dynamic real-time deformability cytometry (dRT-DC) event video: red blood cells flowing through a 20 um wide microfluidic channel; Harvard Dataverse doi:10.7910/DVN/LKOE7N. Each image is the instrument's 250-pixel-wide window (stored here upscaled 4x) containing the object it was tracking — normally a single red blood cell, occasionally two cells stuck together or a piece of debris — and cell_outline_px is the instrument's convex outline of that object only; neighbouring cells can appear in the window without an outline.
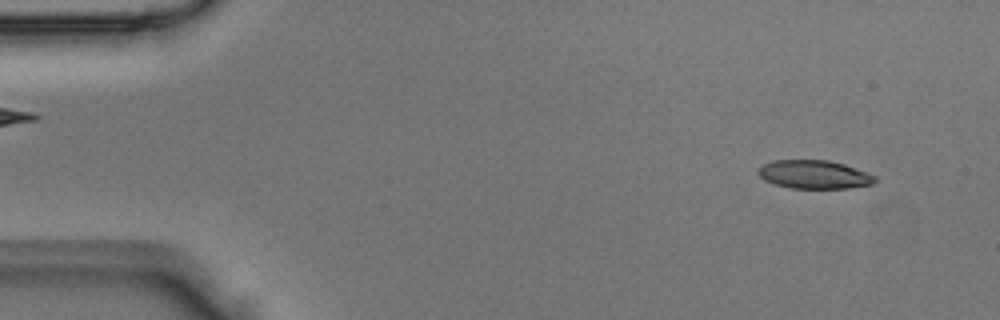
{"species": "Egyptian fruit bat (a non-hibernating species)", "species_latin": "Rousettus aegyptiacus", "temperature_condition": "room temperature", "stored_images_in_passage": 48, "camera_frame_rate_fps": 3000, "um_per_image_px": 0.085, "animal": {"sex": "male"}, "frame": {"image": 1, "passage_image": 3, "time_ms": 0.667, "image_size_px": [1000, 320], "cell_outline_px": [[876, 180], [872, 184], [848, 188], [788, 188], [764, 180], [756, 172], [764, 164], [772, 160], [828, 160], [844, 164], [876, 176]], "centroid_in_image_um": [69.19, 14.83], "position_along_channel_um": 15.8, "area_um2": 19.25}}
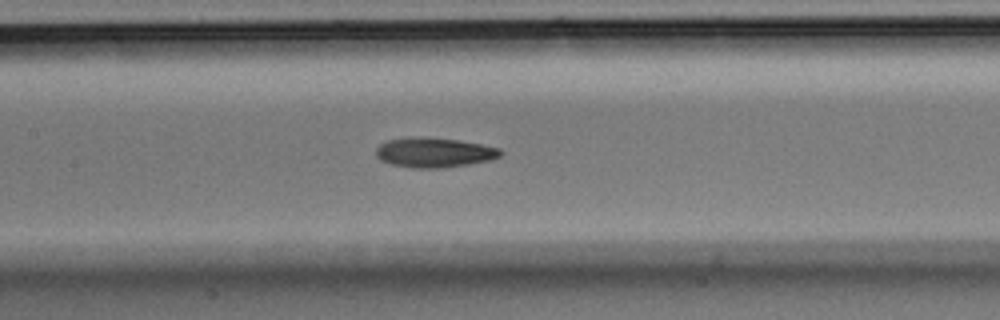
{"frame": {"image": 2, "passage_image": 22, "time_ms": 7.0, "image_size_px": [1000, 320], "cell_outline_px": [[504, 152], [500, 156], [492, 160], [444, 168], [412, 168], [392, 164], [380, 160], [376, 156], [376, 148], [380, 144], [388, 140], [460, 140], [500, 148]], "centroid_in_image_um": [36.97, 13.02], "position_along_channel_um": 170.4, "area_um2": 20.69}}
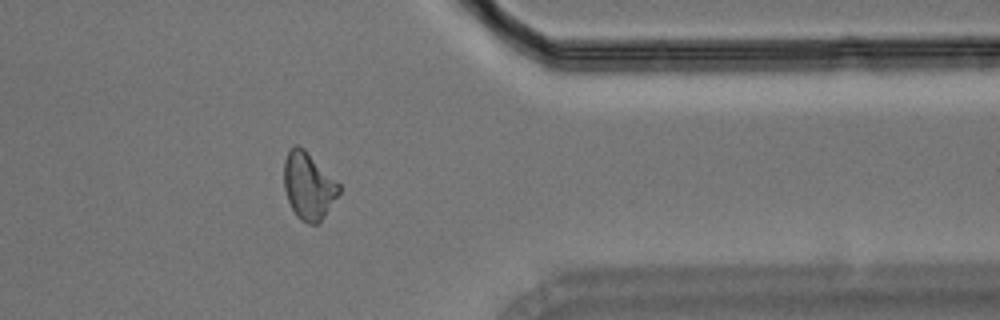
{"frame": {"image": 3, "passage_image": 39, "time_ms": 12.667, "image_size_px": [1000, 320], "cell_outline_px": [[340, 192], [320, 224], [308, 224], [300, 220], [296, 216], [288, 200], [284, 188], [284, 160], [288, 148], [296, 144], [304, 148], [340, 184]], "centroid_in_image_um": [26.21, 15.8], "position_along_channel_um": 385.2, "area_um2": 21.73}}